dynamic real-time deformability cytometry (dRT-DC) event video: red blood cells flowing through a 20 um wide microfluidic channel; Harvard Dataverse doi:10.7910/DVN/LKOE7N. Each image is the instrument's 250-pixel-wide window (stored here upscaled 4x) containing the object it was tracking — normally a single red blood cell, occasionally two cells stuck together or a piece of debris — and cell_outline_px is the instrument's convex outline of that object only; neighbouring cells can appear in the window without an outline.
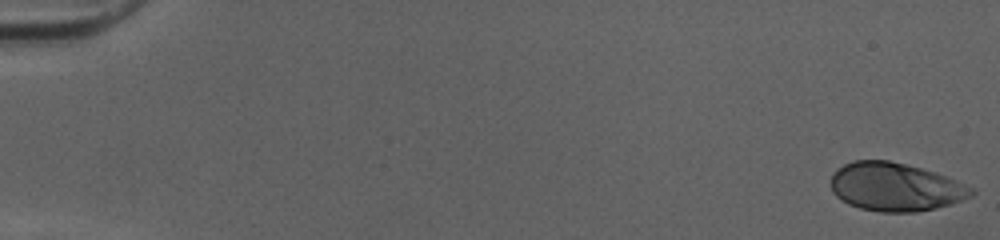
{"species": "human", "species_latin": "Homo sapiens", "temperature_condition": "cold", "stored_images_in_passage": 45, "camera_frame_rate_fps": 3000, "um_per_image_px": 0.085, "donor": {"sex": "female"}, "frame": {"image": 1, "passage_image": 1, "time_ms": 0.0, "image_size_px": [1000, 240], "cell_outline_px": [[976, 192], [972, 196], [952, 204], [936, 208], [916, 212], [880, 212], [860, 208], [848, 204], [836, 196], [832, 192], [832, 172], [836, 168], [852, 160], [888, 160], [936, 172], [972, 188]], "centroid_in_image_um": [76.08, 15.89], "position_along_channel_um": 8.9, "area_um2": 39.59}}
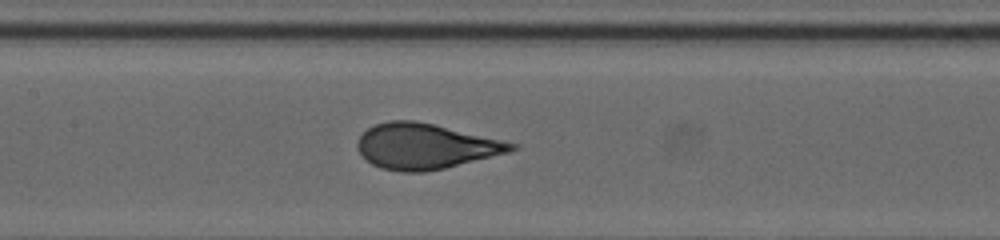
{"frame": {"image": 2, "passage_image": 26, "time_ms": 8.333, "image_size_px": [1000, 240], "cell_outline_px": [[520, 148], [508, 152], [444, 168], [424, 172], [404, 172], [380, 168], [372, 164], [360, 156], [356, 148], [356, 144], [360, 136], [368, 128], [376, 124], [388, 120], [412, 120], [432, 124], [520, 144]], "centroid_in_image_um": [36.12, 12.44], "position_along_channel_um": 171.3, "area_um2": 40.58}}
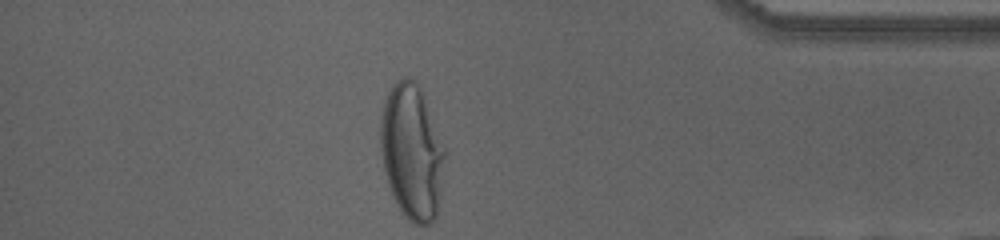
{"frame": {"image": 3, "passage_image": 45, "time_ms": 14.667, "image_size_px": [1000, 240], "cell_outline_px": [[444, 156], [436, 216], [428, 224], [416, 224], [408, 220], [404, 216], [396, 204], [388, 184], [384, 168], [380, 148], [380, 120], [384, 104], [388, 92], [392, 84], [396, 80], [404, 76], [408, 76], [416, 80], [420, 88], [444, 148]], "centroid_in_image_um": [34.96, 12.88], "position_along_channel_um": 400.2, "area_um2": 49.94}, "authors_computed_cell_mechanics": {"area_um2": 40.2288, "velocity_mm_per_s": 4.0489, "shape_relaxation_time_tau1_ms": 4.6197, "shape_relaxation_time_tau2_ms": null, "deformation_change_tau1": 0.2224, "deformation_change_tau2": null}}